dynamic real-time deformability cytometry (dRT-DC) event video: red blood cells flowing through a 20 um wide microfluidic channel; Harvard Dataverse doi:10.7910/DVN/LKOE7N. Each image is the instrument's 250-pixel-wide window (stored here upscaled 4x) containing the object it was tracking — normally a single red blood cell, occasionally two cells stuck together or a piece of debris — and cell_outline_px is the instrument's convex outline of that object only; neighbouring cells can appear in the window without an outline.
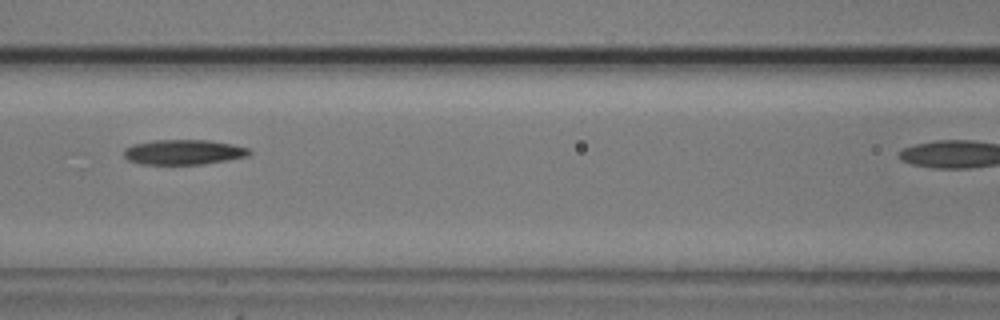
{"species": "common noctule bat (a hibernating species)", "species_latin": "Nyctalus noctula", "temperature_condition": "cold", "stored_images_in_passage": 7, "camera_frame_rate_fps": 3000, "um_per_image_px": 0.085, "animal": {"sex": "male", "body_mass_g": 20.5, "forearm_length_mm": 52.5}, "frame": {"image": 1, "passage_image": 6, "time_ms": 6.667, "image_size_px": [1000, 320], "cell_outline_px": [[252, 152], [248, 156], [228, 160], [204, 164], [140, 164], [128, 160], [124, 156], [124, 148], [132, 144], [152, 140], [208, 140], [232, 144], [248, 148]], "centroid_in_image_um": [15.59, 12.93], "position_along_channel_um": 151.0, "area_um2": 18.38}}